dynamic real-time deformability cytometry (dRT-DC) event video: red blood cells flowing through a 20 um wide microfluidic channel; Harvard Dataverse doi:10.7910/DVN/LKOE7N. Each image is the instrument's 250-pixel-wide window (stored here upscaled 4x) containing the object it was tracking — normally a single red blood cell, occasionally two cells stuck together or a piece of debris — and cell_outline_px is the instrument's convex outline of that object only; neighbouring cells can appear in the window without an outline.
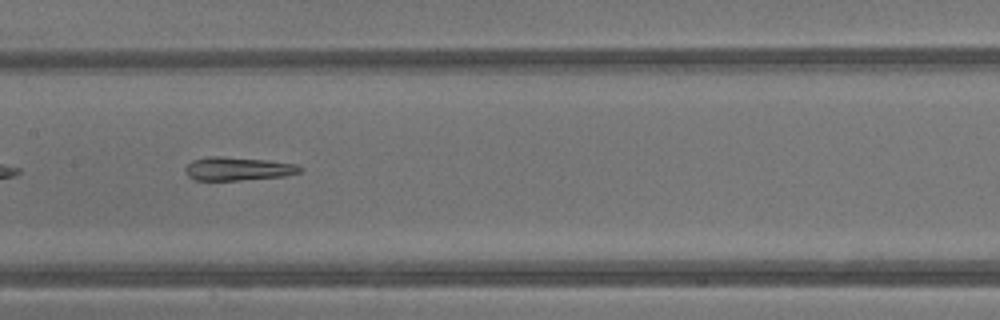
{"species": "common noctule bat (a hibernating species)", "species_latin": "Nyctalus noctula", "temperature_condition": "warm", "stored_images_in_passage": 30, "camera_frame_rate_fps": 3000, "um_per_image_px": 0.085, "animal": {"sex": "male", "body_mass_g": 13.3}, "frame": {"image": 1, "passage_image": 9, "time_ms": 2.667, "image_size_px": [1000, 320], "cell_outline_px": [[304, 168], [300, 172], [284, 176], [236, 180], [196, 180], [188, 176], [184, 172], [184, 168], [192, 160], [208, 156], [220, 156], [268, 160], [296, 164]], "centroid_in_image_um": [20.2, 14.33], "position_along_channel_um": 187.2, "area_um2": 15.66}, "authors_computed_cell_mechanics": {"area_um2": 16.9932, "velocity_mm_per_s": 4.9339, "shape_relaxation_time_tau1_ms": null, "shape_relaxation_time_tau2_ms": 1.7659, "deformation_change_tau1": null, "deformation_change_tau2": 0.1455}}